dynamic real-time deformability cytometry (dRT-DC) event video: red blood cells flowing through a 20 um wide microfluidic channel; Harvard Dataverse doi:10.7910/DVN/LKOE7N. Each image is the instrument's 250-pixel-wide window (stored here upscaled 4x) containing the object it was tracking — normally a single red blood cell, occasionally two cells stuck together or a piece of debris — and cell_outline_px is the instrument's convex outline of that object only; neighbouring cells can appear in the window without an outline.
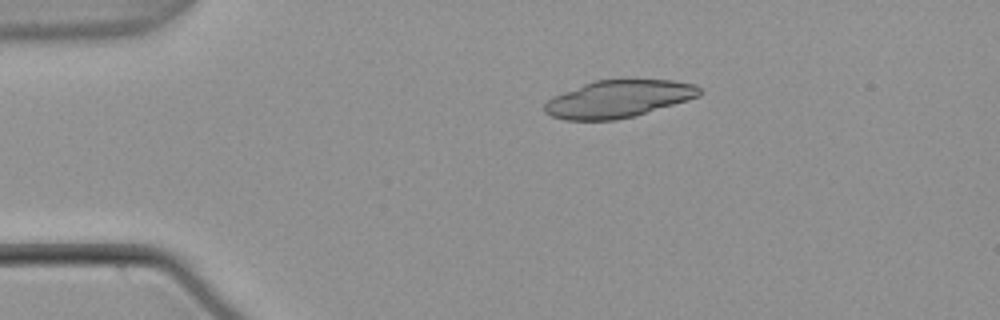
{"species": "common noctule bat (a hibernating species)", "species_latin": "Nyctalus noctula", "temperature_condition": "warm", "stored_images_in_passage": 44, "camera_frame_rate_fps": 3000, "um_per_image_px": 0.085, "animal": {"sex": "male", "body_mass_g": 21.5, "forearm_length_mm": 52.0}, "frame": {"image": 1, "passage_image": 1, "time_ms": 0.0, "image_size_px": [1000, 320], "cell_outline_px": [[700, 96], [688, 100], [636, 116], [616, 120], [564, 120], [552, 116], [544, 112], [544, 104], [552, 96], [592, 80], [672, 80], [696, 84], [700, 88]], "centroid_in_image_um": [52.55, 8.41], "position_along_channel_um": 32.5, "area_um2": 33.87}}